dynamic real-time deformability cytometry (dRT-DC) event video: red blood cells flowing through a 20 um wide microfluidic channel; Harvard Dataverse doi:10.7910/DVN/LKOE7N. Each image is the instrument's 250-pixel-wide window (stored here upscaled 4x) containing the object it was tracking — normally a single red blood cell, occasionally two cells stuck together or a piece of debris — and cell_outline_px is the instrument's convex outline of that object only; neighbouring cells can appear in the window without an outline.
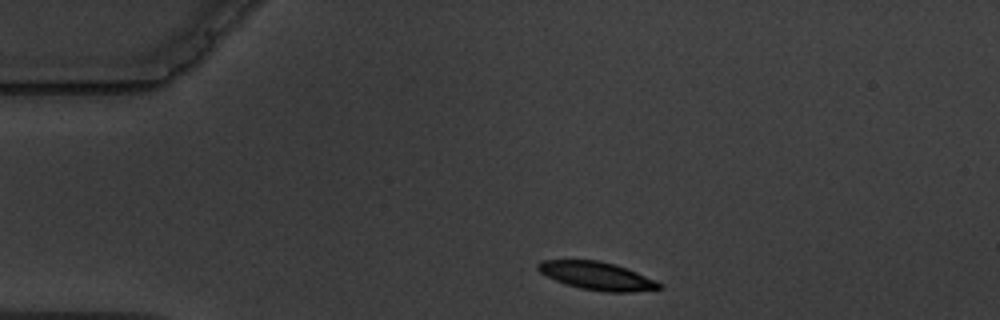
{"species": "common noctule bat (a hibernating species)", "species_latin": "Nyctalus noctula", "temperature_condition": "warm", "stored_images_in_passage": 3, "camera_frame_rate_fps": 3000, "um_per_image_px": 0.085, "animal": {"sex": "male", "body_mass_g": 19.5, "forearm_length_mm": 54.6}, "frame": {"image": 1, "passage_image": 1, "time_ms": 0.0, "image_size_px": [1000, 320], "cell_outline_px": [[664, 288], [632, 292], [604, 292], [580, 288], [564, 284], [540, 272], [536, 268], [536, 264], [540, 260], [600, 260], [616, 264], [656, 280], [664, 284]], "centroid_in_image_um": [50.76, 23.45], "position_along_channel_um": 34.2, "area_um2": 20.0}}
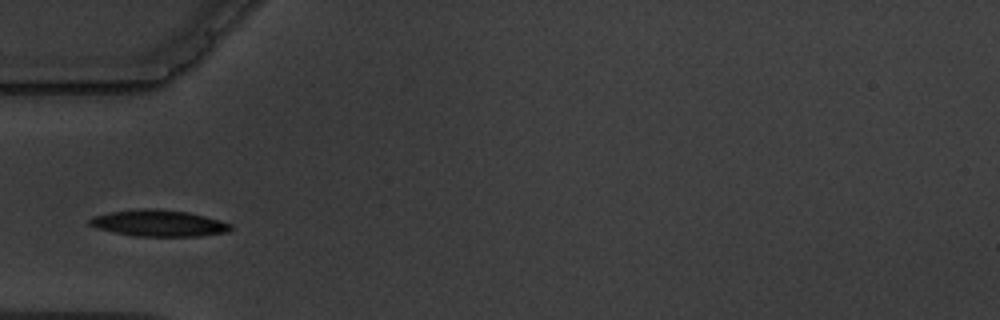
{"frame": {"image": 2, "passage_image": 3, "time_ms": 2.333, "image_size_px": [1000, 320], "cell_outline_px": [[232, 228], [228, 232], [200, 236], [136, 236], [96, 228], [88, 224], [88, 220], [92, 216], [108, 212], [136, 208], [156, 208], [188, 212], [220, 220], [232, 224]], "centroid_in_image_um": [13.47, 18.96], "position_along_channel_um": 71.5, "area_um2": 21.91}}